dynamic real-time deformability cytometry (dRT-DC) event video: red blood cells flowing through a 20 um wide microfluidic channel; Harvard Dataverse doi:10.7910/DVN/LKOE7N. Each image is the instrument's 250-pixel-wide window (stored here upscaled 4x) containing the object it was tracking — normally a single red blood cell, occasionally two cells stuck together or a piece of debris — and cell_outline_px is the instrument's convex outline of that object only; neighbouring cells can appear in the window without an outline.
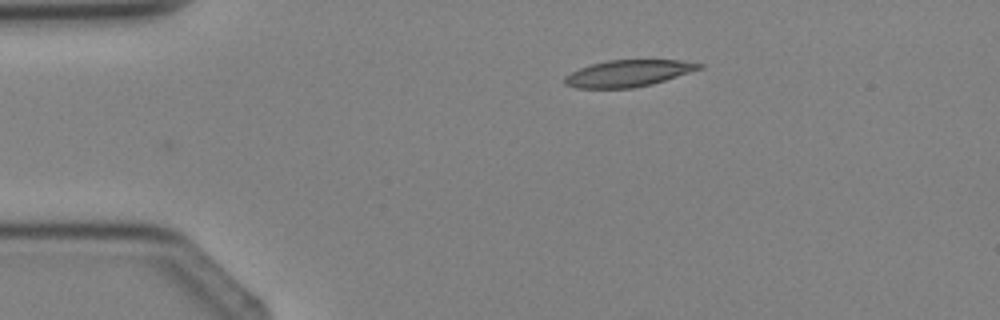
{"species": "Egyptian fruit bat (a non-hibernating species)", "species_latin": "Rousettus aegyptiacus", "temperature_condition": "cold", "stored_images_in_passage": 4, "camera_frame_rate_fps": 3000, "um_per_image_px": 0.085, "animal": {"sex": "female"}, "frame": {"image": 1, "passage_image": 4, "time_ms": 3.667, "image_size_px": [1000, 320], "cell_outline_px": [[704, 68], [652, 84], [632, 88], [576, 88], [564, 84], [564, 76], [580, 68], [592, 64], [608, 60], [680, 60], [704, 64]], "centroid_in_image_um": [53.41, 6.23], "position_along_channel_um": 31.6, "area_um2": 20.87}}